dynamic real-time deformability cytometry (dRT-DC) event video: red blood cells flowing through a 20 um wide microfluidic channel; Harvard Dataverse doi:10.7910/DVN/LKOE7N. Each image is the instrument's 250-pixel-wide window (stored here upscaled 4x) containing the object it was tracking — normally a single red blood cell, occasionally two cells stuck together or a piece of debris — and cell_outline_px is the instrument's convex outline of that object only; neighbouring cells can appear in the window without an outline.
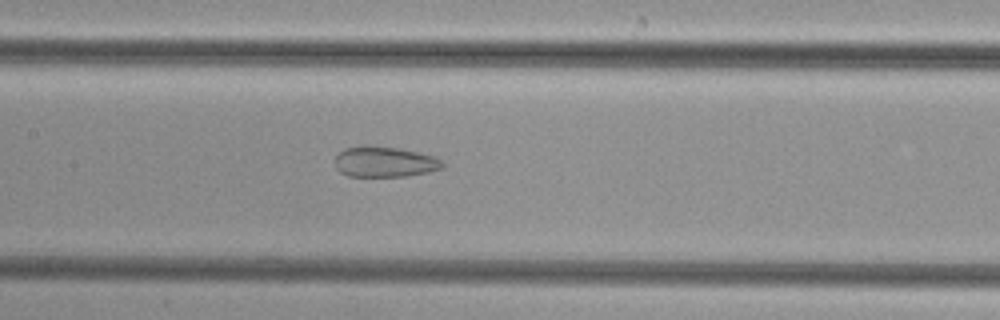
{"species": "common noctule bat (a hibernating species)", "species_latin": "Nyctalus noctula", "temperature_condition": "cold", "stored_images_in_passage": 38, "camera_frame_rate_fps": 3000, "um_per_image_px": 0.085, "animal": {"sex": "female", "body_mass_g": 29.2, "forearm_length_mm": 56.3}, "frame": {"image": 1, "passage_image": 15, "time_ms": 4.667, "image_size_px": [1000, 320], "cell_outline_px": [[444, 168], [428, 172], [404, 176], [348, 176], [340, 172], [336, 168], [336, 156], [344, 148], [396, 148], [416, 152], [432, 156], [440, 160], [444, 164]], "centroid_in_image_um": [32.71, 13.8], "position_along_channel_um": 174.7, "area_um2": 18.32}}
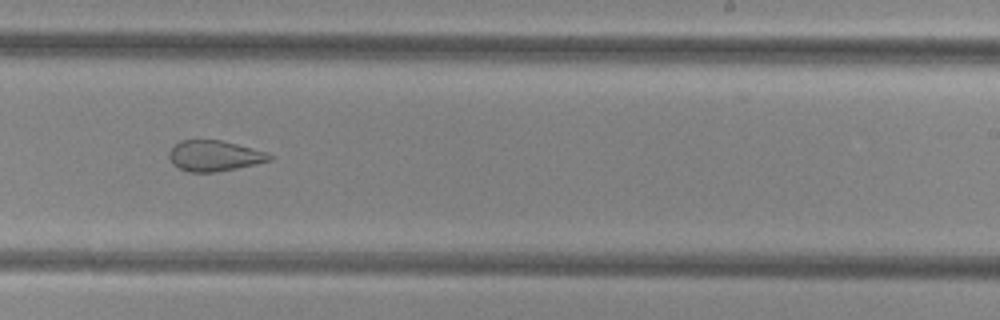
{"frame": {"image": 2, "passage_image": 22, "time_ms": 7.0, "image_size_px": [1000, 320], "cell_outline_px": [[272, 160], [256, 164], [216, 172], [188, 172], [172, 164], [168, 156], [168, 152], [180, 140], [220, 140], [268, 152], [272, 156]], "centroid_in_image_um": [18.21, 13.25], "position_along_channel_um": 270.8, "area_um2": 17.92}}
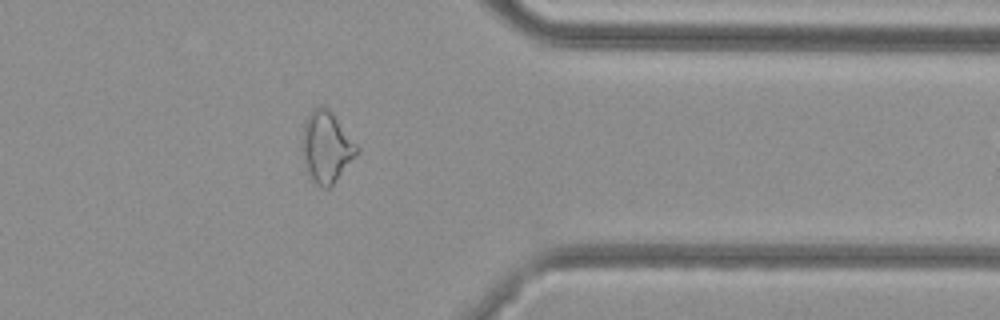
{"frame": {"image": 3, "passage_image": 31, "time_ms": 10.0, "image_size_px": [1000, 320], "cell_outline_px": [[360, 152], [332, 184], [328, 188], [324, 188], [316, 184], [308, 176], [304, 164], [304, 124], [312, 108], [320, 104], [324, 104], [360, 148]], "centroid_in_image_um": [27.76, 12.5], "position_along_channel_um": 383.6, "area_um2": 22.25}}